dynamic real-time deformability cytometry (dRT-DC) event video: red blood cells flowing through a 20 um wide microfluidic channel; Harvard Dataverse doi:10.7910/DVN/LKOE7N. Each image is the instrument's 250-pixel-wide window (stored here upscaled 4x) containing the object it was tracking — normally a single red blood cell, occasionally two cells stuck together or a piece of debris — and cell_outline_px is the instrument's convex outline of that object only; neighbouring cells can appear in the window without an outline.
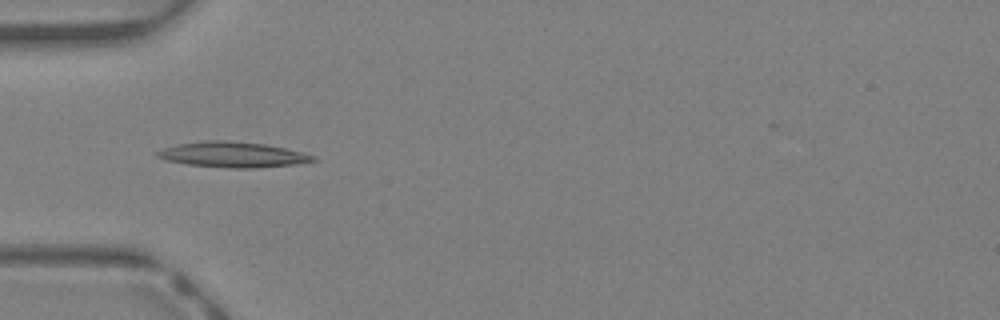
{"species": "Egyptian fruit bat (a non-hibernating species)", "species_latin": "Rousettus aegyptiacus", "temperature_condition": "warm", "stored_images_in_passage": 18, "camera_frame_rate_fps": 3000, "um_per_image_px": 0.085, "animal": {"sex": "female"}, "frame": {"image": 1, "passage_image": 2, "time_ms": 0.333, "image_size_px": [1000, 320], "cell_outline_px": [[320, 160], [300, 164], [256, 168], [228, 168], [188, 164], [168, 160], [156, 156], [156, 152], [164, 148], [176, 144], [208, 140], [224, 140], [264, 144], [304, 152], [316, 156]], "centroid_in_image_um": [19.87, 13.15], "position_along_channel_um": 65.1, "area_um2": 23.18}}
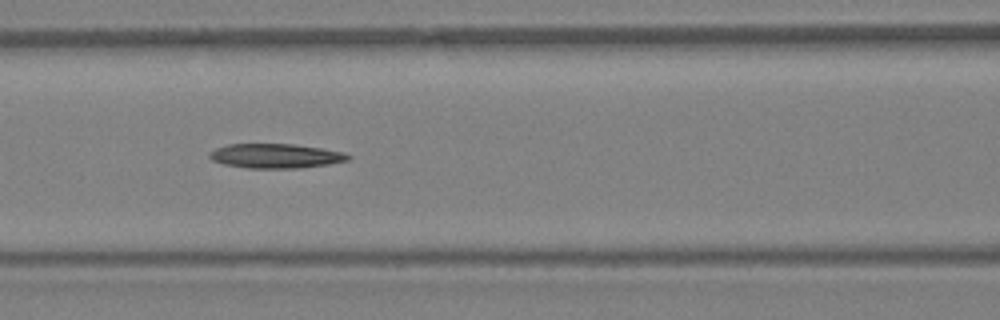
{"frame": {"image": 2, "passage_image": 7, "time_ms": 2.0, "image_size_px": [1000, 320], "cell_outline_px": [[352, 156], [348, 160], [328, 164], [300, 168], [248, 168], [224, 164], [212, 160], [208, 156], [208, 152], [216, 148], [228, 144], [292, 144], [320, 148], [344, 152]], "centroid_in_image_um": [23.41, 13.25], "position_along_channel_um": 143.2, "area_um2": 19.71}}
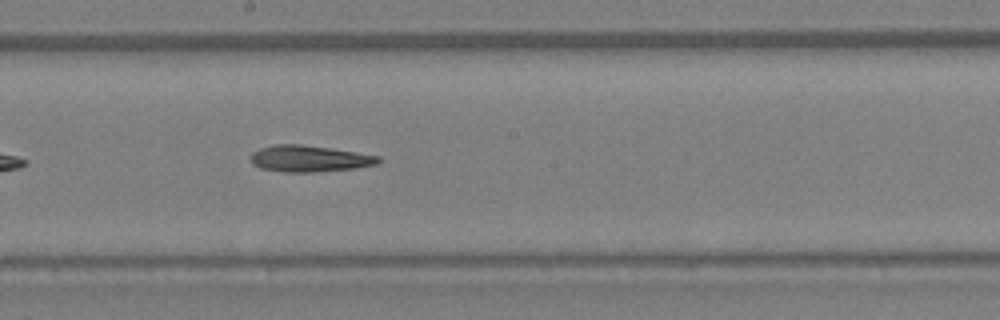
{"frame": {"image": 3, "passage_image": 12, "time_ms": 3.667, "image_size_px": [1000, 320], "cell_outline_px": [[380, 160], [376, 164], [356, 168], [312, 172], [284, 172], [260, 168], [252, 164], [252, 152], [260, 148], [276, 144], [300, 144], [356, 152], [380, 156]], "centroid_in_image_um": [26.27, 13.48], "position_along_channel_um": 221.9, "area_um2": 19.48}}